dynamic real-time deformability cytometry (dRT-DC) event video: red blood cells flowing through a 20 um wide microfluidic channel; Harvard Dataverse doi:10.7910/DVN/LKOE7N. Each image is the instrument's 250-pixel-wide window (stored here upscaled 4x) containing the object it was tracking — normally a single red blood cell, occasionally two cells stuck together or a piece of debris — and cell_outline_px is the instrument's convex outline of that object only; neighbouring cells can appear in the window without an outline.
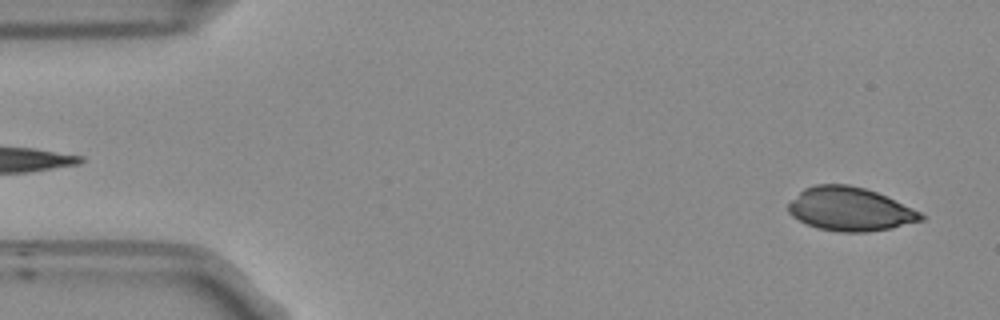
{"species": "Egyptian fruit bat (a non-hibernating species)", "species_latin": "Rousettus aegyptiacus", "temperature_condition": "room temperature", "stored_images_in_passage": 49, "camera_frame_rate_fps": 3000, "um_per_image_px": 0.085, "frame": {"image": 1, "passage_image": 3, "time_ms": 0.667, "image_size_px": [1000, 320], "cell_outline_px": [[924, 220], [892, 228], [864, 232], [840, 232], [816, 228], [792, 216], [788, 212], [788, 204], [804, 188], [816, 184], [848, 184], [864, 188], [876, 192], [912, 208], [920, 212], [924, 216]], "centroid_in_image_um": [72.24, 17.78], "position_along_channel_um": 12.8, "area_um2": 33.47}}
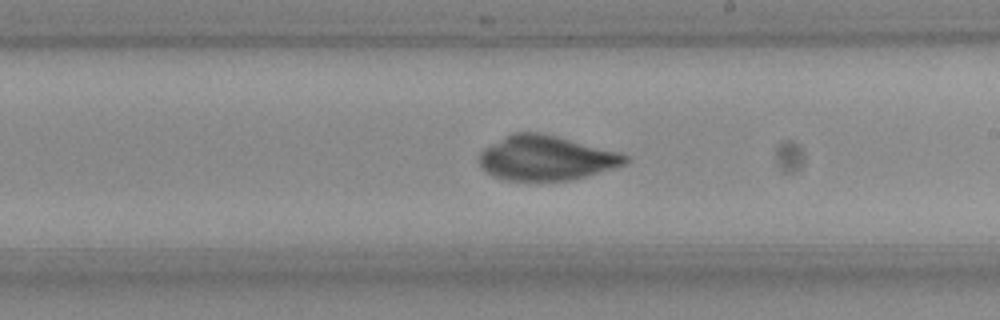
{"frame": {"image": 2, "passage_image": 30, "time_ms": 9.667, "image_size_px": [1000, 320], "cell_outline_px": [[632, 160], [628, 164], [572, 180], [508, 180], [492, 176], [480, 164], [480, 152], [484, 148], [504, 136], [512, 132], [540, 132], [620, 152], [628, 156]], "centroid_in_image_um": [46.46, 13.42], "position_along_channel_um": 242.5, "area_um2": 37.97}}
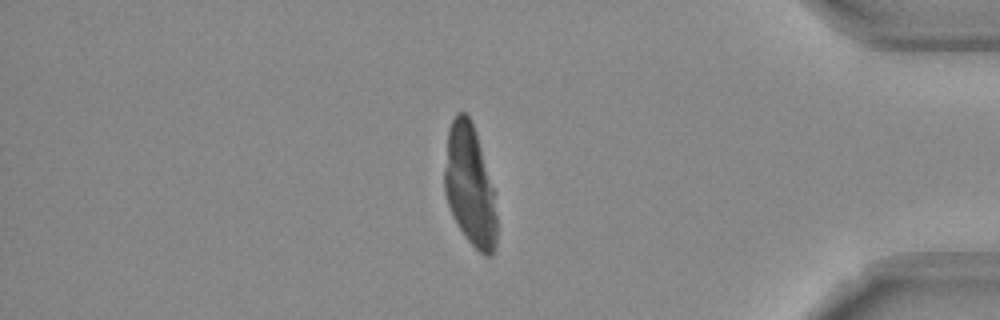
{"frame": {"image": 3, "passage_image": 45, "time_ms": 14.667, "image_size_px": [1000, 320], "cell_outline_px": [[496, 248], [492, 256], [484, 256], [468, 240], [452, 216], [444, 192], [444, 168], [448, 128], [456, 112], [464, 112], [468, 116], [476, 132], [496, 192]], "centroid_in_image_um": [39.95, 15.78], "position_along_channel_um": 395.3, "area_um2": 37.34}}